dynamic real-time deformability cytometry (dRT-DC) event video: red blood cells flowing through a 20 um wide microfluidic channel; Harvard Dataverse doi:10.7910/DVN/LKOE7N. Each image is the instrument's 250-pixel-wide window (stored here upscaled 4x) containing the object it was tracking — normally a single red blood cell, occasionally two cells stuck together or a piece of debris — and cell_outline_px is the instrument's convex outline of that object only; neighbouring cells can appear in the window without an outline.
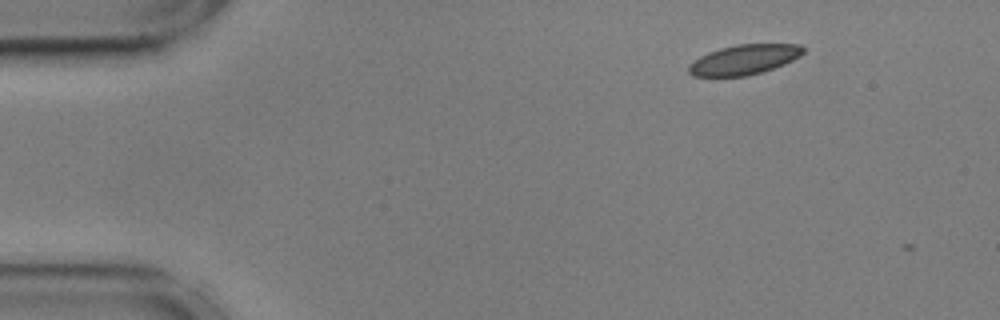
{"species": "common noctule bat (a hibernating species)", "species_latin": "Nyctalus noctula", "temperature_condition": "cold", "stored_images_in_passage": 4, "camera_frame_rate_fps": 3000, "um_per_image_px": 0.085, "animal": {"sex": "male", "body_mass_g": 17.9, "forearm_length_mm": 54.2}, "frame": {"image": 1, "passage_image": 2, "time_ms": 0.333, "image_size_px": [1000, 320], "cell_outline_px": [[804, 52], [800, 56], [784, 64], [748, 76], [692, 76], [688, 72], [688, 64], [692, 60], [708, 52], [720, 48], [736, 44], [800, 44], [804, 48]], "centroid_in_image_um": [63.21, 5.06], "position_along_channel_um": 21.8, "area_um2": 20.0}}